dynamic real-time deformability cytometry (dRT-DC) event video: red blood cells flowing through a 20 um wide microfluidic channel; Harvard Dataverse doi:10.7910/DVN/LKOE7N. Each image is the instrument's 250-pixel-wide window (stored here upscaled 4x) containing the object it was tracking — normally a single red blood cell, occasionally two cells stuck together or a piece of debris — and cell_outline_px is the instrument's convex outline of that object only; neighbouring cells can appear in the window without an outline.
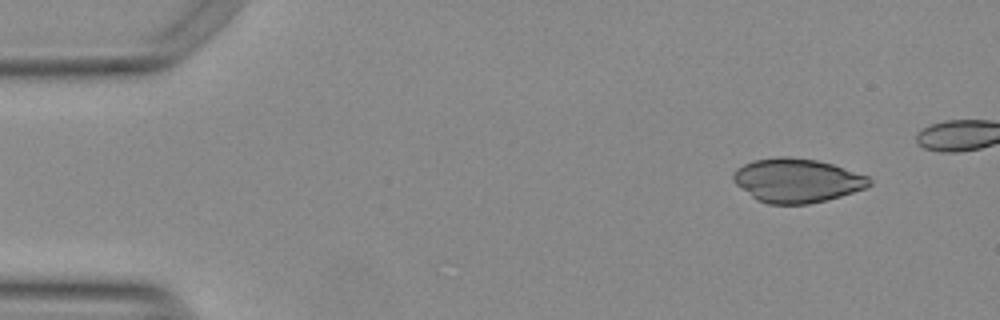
{"species": "Egyptian fruit bat (a non-hibernating species)", "species_latin": "Rousettus aegyptiacus", "temperature_condition": "warm", "stored_images_in_passage": 43, "camera_frame_rate_fps": 3000, "um_per_image_px": 0.085, "animal": {"sex": "female"}, "frame": {"image": 1, "passage_image": 1, "time_ms": 0.0, "image_size_px": [1000, 320], "cell_outline_px": [[872, 184], [864, 188], [828, 200], [808, 204], [768, 204], [756, 200], [736, 184], [732, 176], [736, 168], [752, 160], [780, 156], [788, 156], [816, 160], [832, 164], [868, 176], [872, 180]], "centroid_in_image_um": [67.72, 15.34], "position_along_channel_um": 17.3, "area_um2": 34.85}}